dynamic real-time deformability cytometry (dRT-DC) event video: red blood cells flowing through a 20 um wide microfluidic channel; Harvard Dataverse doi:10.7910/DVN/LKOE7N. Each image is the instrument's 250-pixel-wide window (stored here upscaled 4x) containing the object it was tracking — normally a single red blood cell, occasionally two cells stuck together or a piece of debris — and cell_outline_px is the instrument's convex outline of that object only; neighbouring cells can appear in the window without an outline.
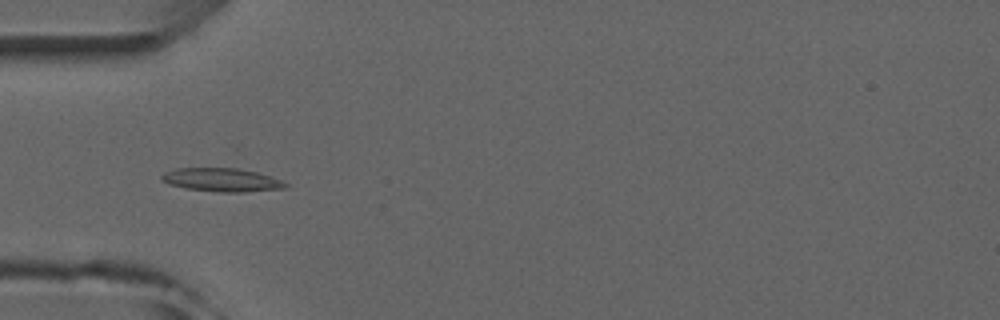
{"species": "common noctule bat (a hibernating species)", "species_latin": "Nyctalus noctula", "temperature_condition": "room temperature", "stored_images_in_passage": 9, "camera_frame_rate_fps": 3000, "um_per_image_px": 0.085, "animal": {"sex": "male", "forearm_length_mm": 52.5}, "frame": {"image": 1, "passage_image": 5, "time_ms": 4.667, "image_size_px": [1000, 320], "cell_outline_px": [[288, 188], [244, 192], [220, 192], [188, 188], [168, 184], [160, 180], [160, 176], [164, 172], [176, 168], [236, 168], [256, 172], [280, 180], [288, 184]], "centroid_in_image_um": [18.82, 15.29], "position_along_channel_um": 66.2, "area_um2": 16.82}}
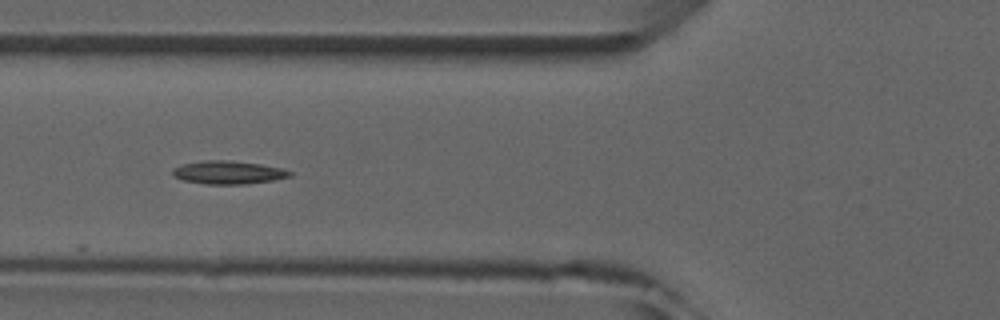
{"frame": {"image": 2, "passage_image": 6, "time_ms": 5.667, "image_size_px": [1000, 320], "cell_outline_px": [[292, 176], [272, 180], [248, 184], [204, 184], [184, 180], [172, 176], [172, 168], [180, 164], [204, 160], [228, 160], [260, 164], [280, 168], [292, 172]], "centroid_in_image_um": [19.35, 14.65], "position_along_channel_um": 106.5, "area_um2": 15.9}}
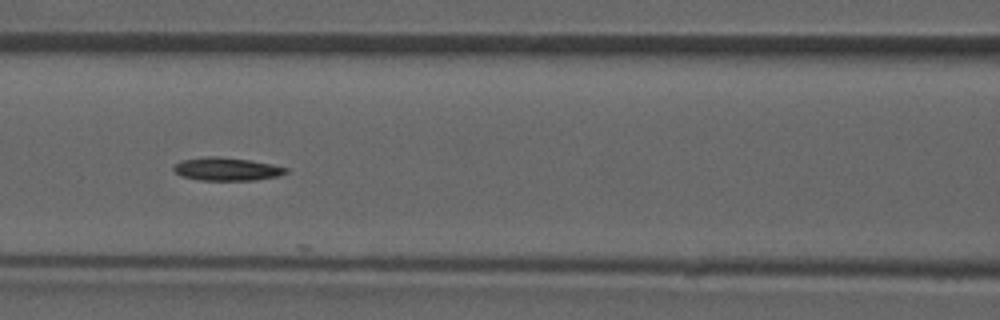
{"frame": {"image": 3, "passage_image": 7, "time_ms": 6.667, "image_size_px": [1000, 320], "cell_outline_px": [[288, 172], [280, 176], [256, 180], [200, 180], [180, 176], [172, 168], [176, 164], [184, 160], [204, 156], [216, 156], [248, 160], [272, 164], [288, 168]], "centroid_in_image_um": [19.3, 14.38], "position_along_channel_um": 147.3, "area_um2": 15.09}}